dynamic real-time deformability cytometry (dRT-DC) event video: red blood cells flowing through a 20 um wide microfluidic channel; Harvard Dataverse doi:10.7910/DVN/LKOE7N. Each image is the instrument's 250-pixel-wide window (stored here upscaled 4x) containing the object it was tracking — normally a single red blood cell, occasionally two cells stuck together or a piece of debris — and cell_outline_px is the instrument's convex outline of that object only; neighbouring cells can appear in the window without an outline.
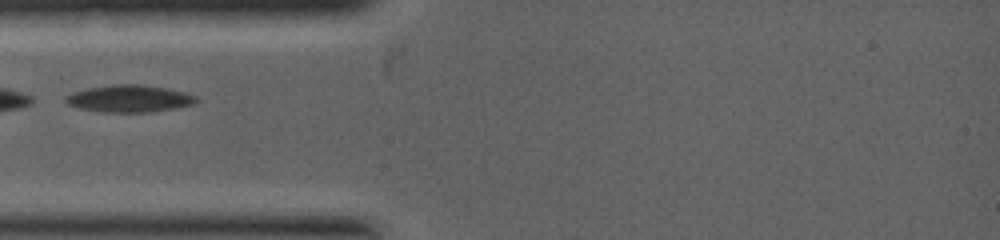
{"species": "common noctule bat (a hibernating species)", "species_latin": "Nyctalus noctula", "temperature_condition": "warm", "stored_images_in_passage": 1, "camera_frame_rate_fps": 5000, "um_per_image_px": 0.085, "animal": {"sex": "female", "body_mass_g": 19.0, "forearm_length_mm": 53.3}, "frame": {"image": 1, "passage_image": 1, "time_ms": 0.0, "image_size_px": [1000, 240], "cell_outline_px": [[200, 100], [192, 104], [176, 108], [148, 112], [104, 112], [80, 108], [68, 104], [64, 100], [64, 96], [72, 92], [88, 88], [112, 84], [136, 84], [168, 88], [184, 92], [196, 96]], "centroid_in_image_um": [10.99, 8.37], "position_along_channel_um": 74.0, "area_um2": 20.63}}